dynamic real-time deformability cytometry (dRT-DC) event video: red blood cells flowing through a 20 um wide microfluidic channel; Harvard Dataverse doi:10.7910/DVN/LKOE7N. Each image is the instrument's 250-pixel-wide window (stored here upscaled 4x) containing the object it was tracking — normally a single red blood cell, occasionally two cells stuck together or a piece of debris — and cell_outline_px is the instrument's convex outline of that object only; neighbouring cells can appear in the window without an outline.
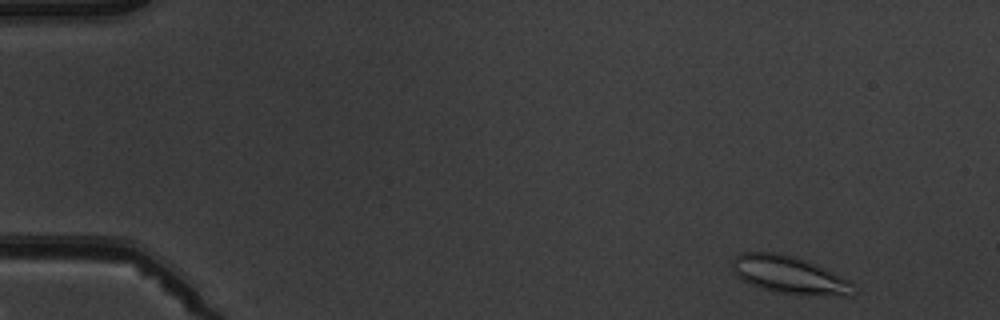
{"species": "common noctule bat (a hibernating species)", "species_latin": "Nyctalus noctula", "temperature_condition": "warm", "stored_images_in_passage": 4, "camera_frame_rate_fps": 3000, "um_per_image_px": 0.085, "animal": {"sex": "male", "body_mass_g": 19.5, "forearm_length_mm": 54.6}, "frame": {"image": 1, "passage_image": 1, "time_ms": 0.0, "image_size_px": [1000, 320], "cell_outline_px": [[860, 292], [848, 296], [840, 296], [772, 292], [752, 284], [744, 280], [732, 268], [732, 260], [740, 252], [780, 252], [796, 256], [824, 268], [848, 280]], "centroid_in_image_um": [67.13, 23.36], "position_along_channel_um": 17.9, "area_um2": 26.41}}
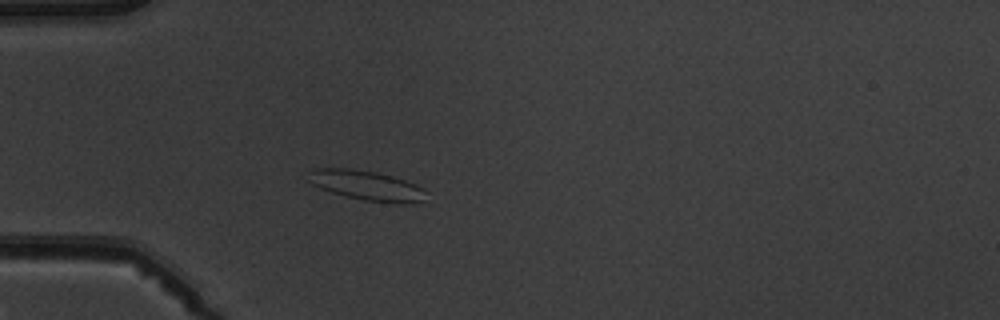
{"frame": {"image": 2, "passage_image": 4, "time_ms": 3.667, "image_size_px": [1000, 320], "cell_outline_px": [[424, 200], [416, 204], [396, 204], [364, 200], [332, 192], [320, 188], [312, 184], [308, 180], [312, 172], [316, 168], [348, 168], [376, 172], [404, 180], [416, 184], [424, 188]], "centroid_in_image_um": [31.23, 15.78], "position_along_channel_um": 53.8, "area_um2": 20.29}}